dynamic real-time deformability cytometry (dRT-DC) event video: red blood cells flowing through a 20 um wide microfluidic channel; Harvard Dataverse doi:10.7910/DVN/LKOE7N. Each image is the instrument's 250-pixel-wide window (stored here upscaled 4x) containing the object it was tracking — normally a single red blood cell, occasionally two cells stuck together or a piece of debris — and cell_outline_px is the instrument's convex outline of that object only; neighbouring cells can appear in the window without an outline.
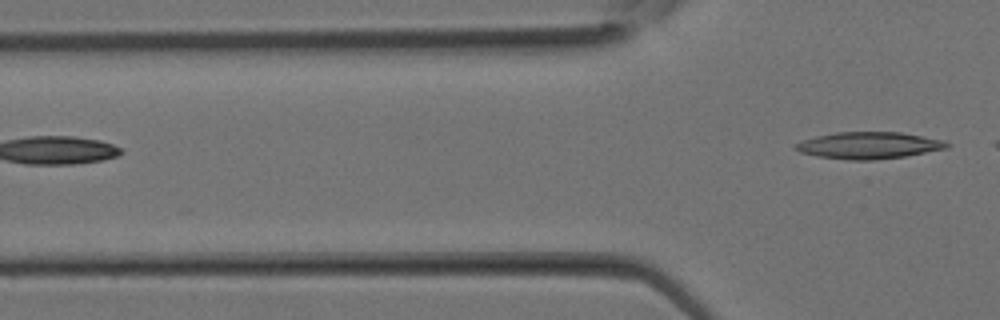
{"species": "Egyptian fruit bat (a non-hibernating species)", "species_latin": "Rousettus aegyptiacus", "temperature_condition": "room temperature", "stored_images_in_passage": 5, "segment_of_instrument_passage": [2, 2], "camera_frame_rate_fps": 3000, "um_per_image_px": 0.085, "animal": {"sex": "female"}, "frame": {"image": 1, "passage_image": 5, "time_ms": 1.333, "image_size_px": [1000, 320], "cell_outline_px": [[952, 144], [948, 148], [904, 156], [872, 160], [848, 160], [816, 156], [800, 152], [792, 148], [796, 144], [804, 140], [816, 136], [836, 132], [900, 132], [944, 140]], "centroid_in_image_um": [73.85, 12.36], "position_along_channel_um": 51.9, "area_um2": 23.58}}